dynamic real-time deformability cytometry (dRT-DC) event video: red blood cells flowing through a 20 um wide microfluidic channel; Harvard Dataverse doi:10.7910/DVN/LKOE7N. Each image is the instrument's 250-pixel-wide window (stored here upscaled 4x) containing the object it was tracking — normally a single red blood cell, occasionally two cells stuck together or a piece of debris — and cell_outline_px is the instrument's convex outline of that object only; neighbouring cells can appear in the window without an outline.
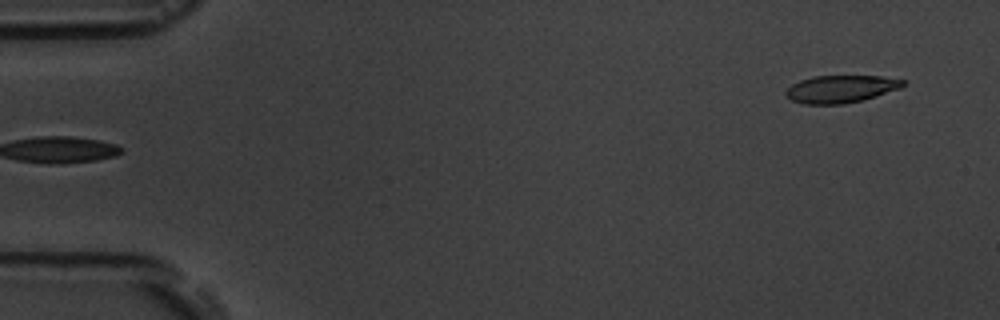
{"species": "common noctule bat (a hibernating species)", "species_latin": "Nyctalus noctula", "temperature_condition": "room temperature", "stored_images_in_passage": 4, "camera_frame_rate_fps": 3000, "um_per_image_px": 0.085, "animal": {"sex": "male", "body_mass_g": 19.5, "forearm_length_mm": 54.6}, "frame": {"image": 1, "passage_image": 4, "time_ms": 4.333, "image_size_px": [1000, 320], "cell_outline_px": [[908, 84], [900, 88], [864, 100], [844, 104], [804, 104], [792, 100], [784, 92], [792, 84], [800, 80], [812, 76], [880, 76], [904, 80]], "centroid_in_image_um": [71.49, 7.56], "position_along_channel_um": 13.5, "area_um2": 18.79}}